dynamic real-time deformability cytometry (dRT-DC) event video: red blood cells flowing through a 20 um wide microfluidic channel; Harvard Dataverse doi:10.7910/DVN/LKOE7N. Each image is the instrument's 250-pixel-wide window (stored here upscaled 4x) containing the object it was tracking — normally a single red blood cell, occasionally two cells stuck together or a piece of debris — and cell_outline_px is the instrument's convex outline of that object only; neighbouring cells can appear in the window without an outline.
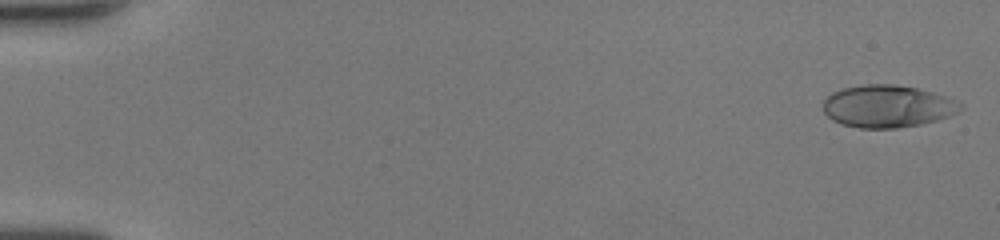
{"species": "human", "species_latin": "Homo sapiens", "temperature_condition": "room temperature", "stored_images_in_passage": 50, "camera_frame_rate_fps": 3000, "um_per_image_px": 0.085, "donor": {"sex": "female"}, "frame": {"image": 1, "passage_image": 2, "time_ms": 0.333, "image_size_px": [1000, 240], "cell_outline_px": [[964, 108], [948, 116], [936, 120], [920, 124], [896, 128], [860, 128], [840, 124], [832, 120], [824, 112], [824, 100], [832, 92], [840, 88], [860, 84], [896, 84], [916, 88], [932, 92], [944, 96], [964, 104]], "centroid_in_image_um": [75.41, 9.02], "position_along_channel_um": 9.6, "area_um2": 33.93}}
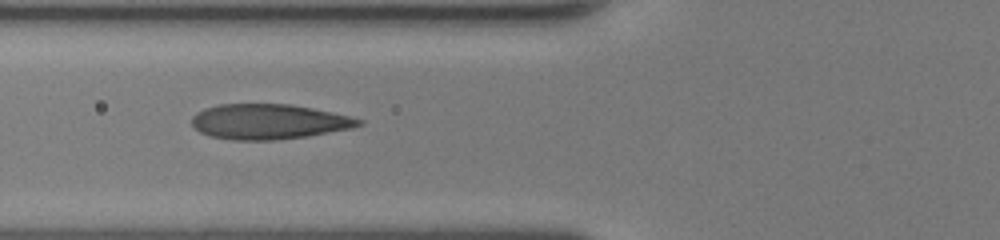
{"frame": {"image": 2, "passage_image": 21, "time_ms": 6.667, "image_size_px": [1000, 240], "cell_outline_px": [[364, 124], [352, 128], [308, 136], [272, 140], [232, 140], [208, 136], [200, 132], [192, 124], [192, 116], [196, 112], [204, 108], [220, 104], [292, 104], [352, 116], [364, 120]], "centroid_in_image_um": [22.85, 10.34], "position_along_channel_um": 102.9, "area_um2": 34.39}}
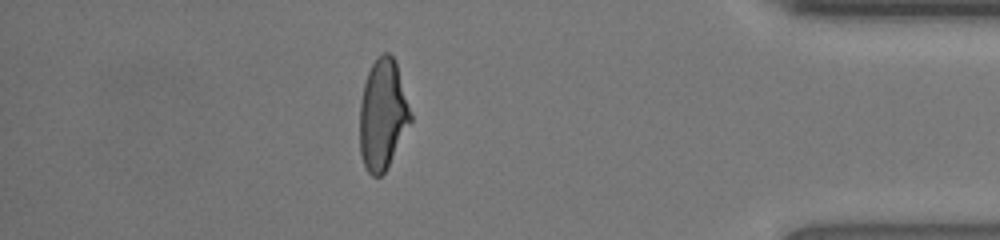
{"frame": {"image": 3, "passage_image": 44, "time_ms": 14.333, "image_size_px": [1000, 240], "cell_outline_px": [[412, 120], [384, 172], [380, 176], [372, 176], [368, 172], [364, 164], [360, 152], [360, 104], [364, 84], [368, 72], [372, 64], [384, 52], [388, 52], [396, 60], [412, 112]], "centroid_in_image_um": [32.54, 9.71], "position_along_channel_um": 402.7, "area_um2": 32.54}, "authors_computed_cell_mechanics": {"area_um2": 33.524, "velocity_mm_per_s": 4.3723, "shape_relaxation_time_tau1_ms": 6.2017, "shape_relaxation_time_tau2_ms": null, "deformation_change_tau1": 0.2507, "deformation_change_tau2": null}}